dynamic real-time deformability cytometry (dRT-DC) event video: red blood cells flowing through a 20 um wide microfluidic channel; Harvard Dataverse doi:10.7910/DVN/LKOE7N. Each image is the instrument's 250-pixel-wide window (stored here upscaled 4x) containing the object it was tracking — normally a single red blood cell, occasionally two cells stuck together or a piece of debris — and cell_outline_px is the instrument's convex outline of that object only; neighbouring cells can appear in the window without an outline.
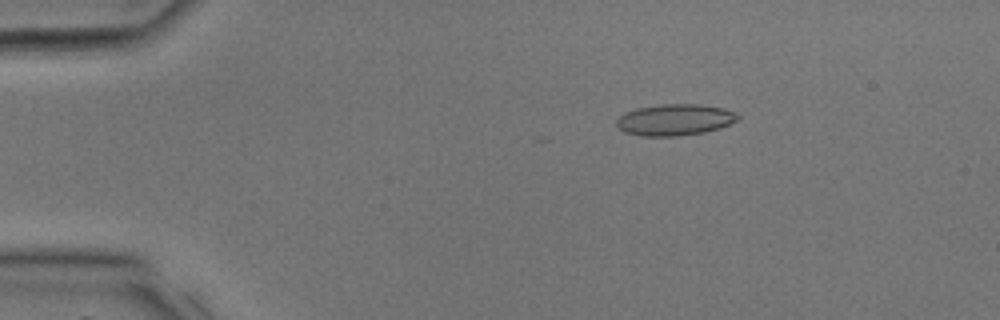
{"species": "common noctule bat (a hibernating species)", "species_latin": "Nyctalus noctula", "temperature_condition": "room temperature", "stored_images_in_passage": 34, "camera_frame_rate_fps": 3000, "um_per_image_px": 0.085, "animal": {"sex": "male", "body_mass_g": 17.9, "forearm_length_mm": 54.2}, "frame": {"image": 1, "passage_image": 6, "time_ms": 1.667, "image_size_px": [1000, 320], "cell_outline_px": [[740, 116], [736, 120], [720, 128], [704, 132], [680, 136], [640, 136], [624, 132], [616, 128], [616, 120], [624, 112], [636, 108], [660, 104], [700, 104], [724, 108], [736, 112]], "centroid_in_image_um": [57.32, 10.18], "position_along_channel_um": 27.7, "area_um2": 22.43}}
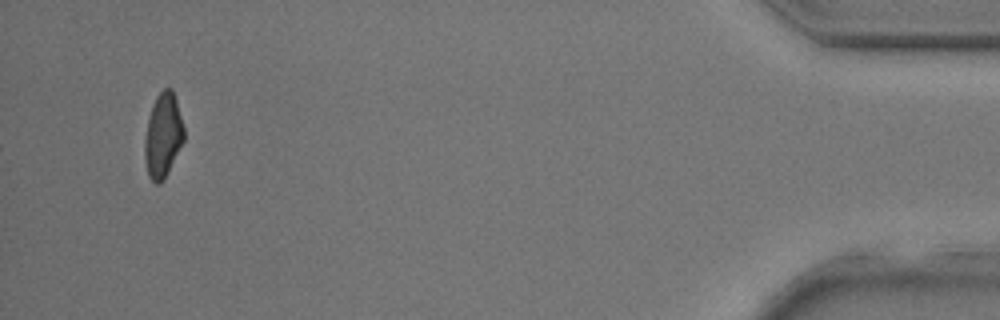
{"frame": {"image": 2, "passage_image": 34, "time_ms": 11.0, "image_size_px": [1000, 320], "cell_outline_px": [[184, 140], [164, 180], [160, 184], [156, 184], [148, 176], [144, 160], [144, 140], [148, 116], [152, 104], [156, 96], [164, 88], [172, 88], [176, 100], [184, 128]], "centroid_in_image_um": [13.83, 11.52], "position_along_channel_um": 421.4, "area_um2": 19.48}}